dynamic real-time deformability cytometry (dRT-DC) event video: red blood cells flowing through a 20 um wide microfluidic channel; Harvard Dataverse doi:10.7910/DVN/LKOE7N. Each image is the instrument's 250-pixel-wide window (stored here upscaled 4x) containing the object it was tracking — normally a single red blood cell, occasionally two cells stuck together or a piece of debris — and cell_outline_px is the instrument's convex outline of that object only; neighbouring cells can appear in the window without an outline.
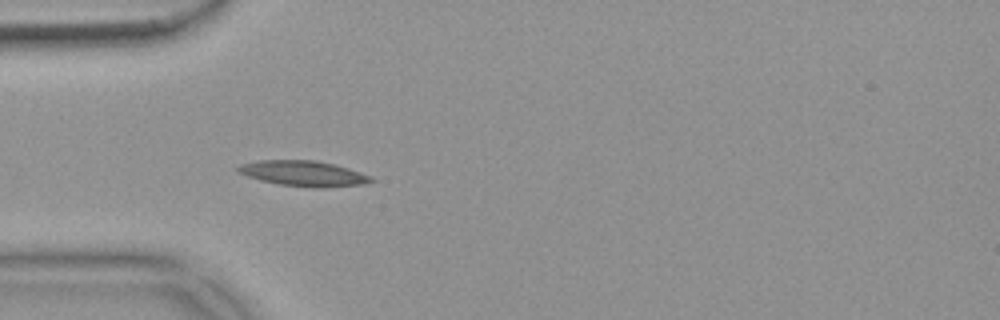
{"species": "common noctule bat (a hibernating species)", "species_latin": "Nyctalus noctula", "temperature_condition": "warm", "stored_images_in_passage": 39, "camera_frame_rate_fps": 3000, "um_per_image_px": 0.085, "animal": {"sex": "female", "body_mass_g": 18.4}, "frame": {"image": 1, "passage_image": 1, "time_ms": 0.0, "image_size_px": [1000, 320], "cell_outline_px": [[376, 180], [364, 184], [328, 188], [312, 188], [280, 184], [260, 180], [236, 172], [236, 168], [240, 164], [260, 160], [316, 160], [336, 164], [372, 176]], "centroid_in_image_um": [25.83, 14.75], "position_along_channel_um": 59.2, "area_um2": 20.0}}
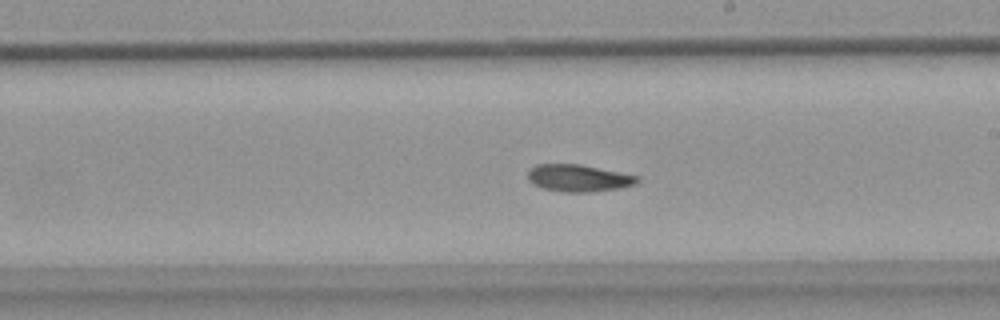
{"frame": {"image": 2, "passage_image": 16, "time_ms": 5.0, "image_size_px": [1000, 320], "cell_outline_px": [[640, 180], [636, 184], [620, 188], [592, 192], [560, 192], [540, 188], [532, 184], [528, 180], [528, 172], [536, 164], [580, 164], [640, 176]], "centroid_in_image_um": [49.18, 15.15], "position_along_channel_um": 239.8, "area_um2": 17.51}}
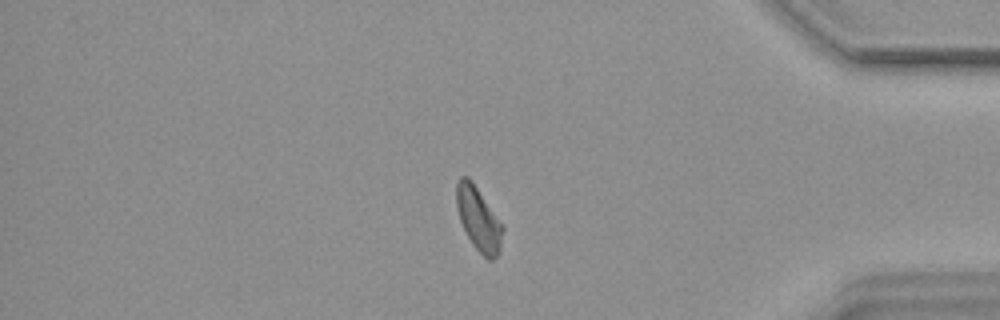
{"frame": {"image": 3, "passage_image": 31, "time_ms": 10.0, "image_size_px": [1000, 320], "cell_outline_px": [[504, 228], [500, 248], [496, 256], [492, 260], [488, 260], [472, 244], [460, 220], [456, 208], [456, 184], [460, 176], [468, 176], [472, 180]], "centroid_in_image_um": [40.65, 18.58], "position_along_channel_um": 394.5, "area_um2": 16.88}, "authors_computed_cell_mechanics": {"area_um2": 17.2822, "velocity_mm_per_s": 3.6744, "shape_relaxation_time_tau1_ms": 9.7908, "shape_relaxation_time_tau2_ms": null, "deformation_change_tau1": 0.205, "deformation_change_tau2": null}}